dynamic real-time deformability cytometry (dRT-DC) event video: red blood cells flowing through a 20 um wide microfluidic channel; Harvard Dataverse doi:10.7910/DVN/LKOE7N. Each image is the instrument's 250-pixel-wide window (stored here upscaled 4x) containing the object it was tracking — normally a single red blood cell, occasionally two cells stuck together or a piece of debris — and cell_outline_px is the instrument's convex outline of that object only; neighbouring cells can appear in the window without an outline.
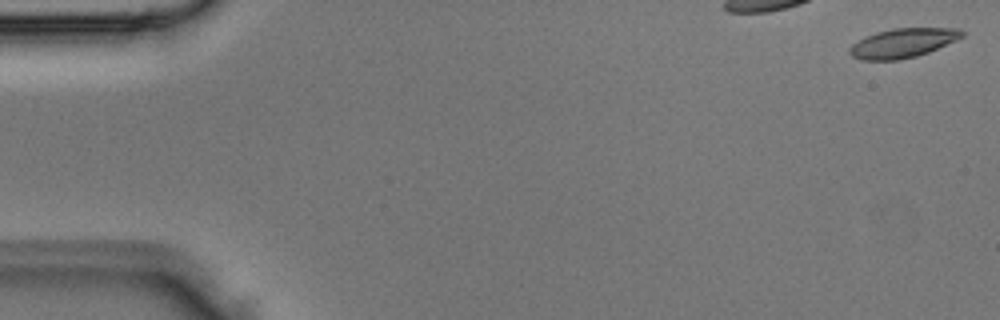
{"species": "Egyptian fruit bat (a non-hibernating species)", "species_latin": "Rousettus aegyptiacus", "temperature_condition": "room temperature", "stored_images_in_passage": 4, "camera_frame_rate_fps": 3000, "um_per_image_px": 0.085, "animal": {"sex": "male"}, "frame": {"image": 1, "passage_image": 1, "time_ms": 0.0, "image_size_px": [1000, 320], "cell_outline_px": [[964, 36], [956, 40], [928, 52], [916, 56], [900, 60], [860, 60], [852, 56], [848, 52], [848, 48], [852, 44], [876, 32], [892, 28], [960, 28], [964, 32]], "centroid_in_image_um": [76.73, 3.66], "position_along_channel_um": 8.3, "area_um2": 19.13}}
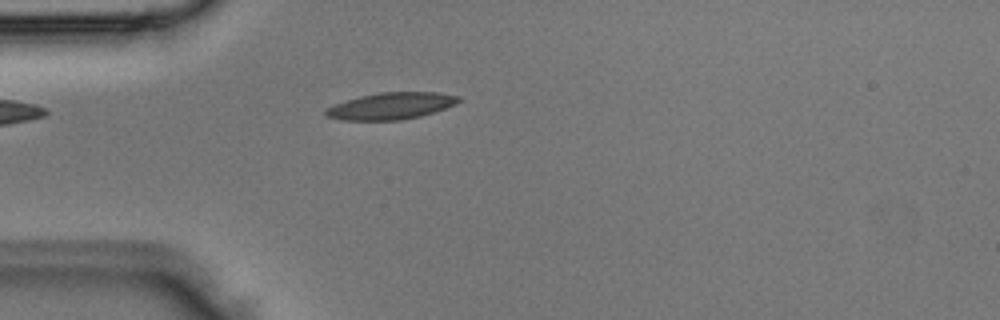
{"frame": {"image": 2, "passage_image": 4, "time_ms": 1.0, "image_size_px": [1000, 320], "cell_outline_px": [[460, 100], [456, 104], [420, 116], [400, 120], [344, 120], [328, 116], [324, 112], [324, 108], [360, 96], [380, 92], [436, 92], [460, 96]], "centroid_in_image_um": [33.24, 9.0], "position_along_channel_um": 51.8, "area_um2": 20.46}}